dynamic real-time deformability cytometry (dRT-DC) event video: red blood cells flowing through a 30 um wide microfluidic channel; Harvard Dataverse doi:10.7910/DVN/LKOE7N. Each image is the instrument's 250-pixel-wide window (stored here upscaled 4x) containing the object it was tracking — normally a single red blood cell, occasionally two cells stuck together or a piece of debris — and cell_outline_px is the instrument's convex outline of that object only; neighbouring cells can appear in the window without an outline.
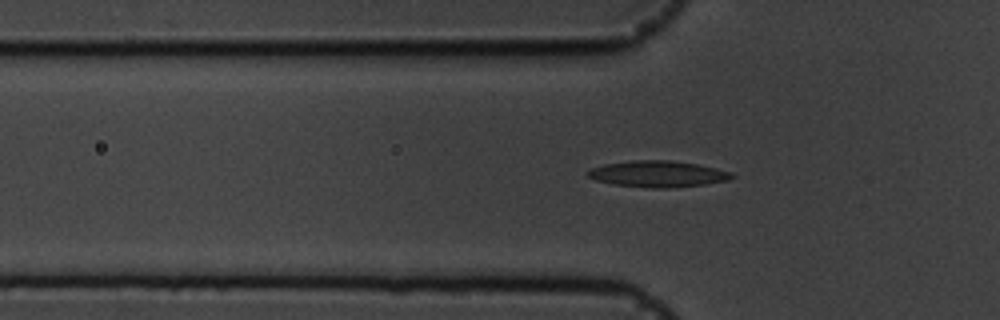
{"species": "common noctule bat (a hibernating species)", "species_latin": "Nyctalus noctula", "temperature_condition": "cold", "stored_images_in_passage": 52, "camera_frame_rate_fps": 3000, "um_per_image_px": 0.085, "animal": {"sex": "male", "body_mass_g": 19.5, "forearm_length_mm": 54.6}, "frame": {"image": 1, "passage_image": 19, "time_ms": 6.0, "image_size_px": [1000, 320], "cell_outline_px": [[736, 176], [728, 180], [704, 184], [668, 188], [648, 188], [616, 184], [596, 180], [588, 176], [584, 172], [592, 168], [604, 164], [632, 160], [668, 160], [696, 164], [716, 168], [728, 172]], "centroid_in_image_um": [55.88, 14.78], "position_along_channel_um": 69.9, "area_um2": 21.85}}
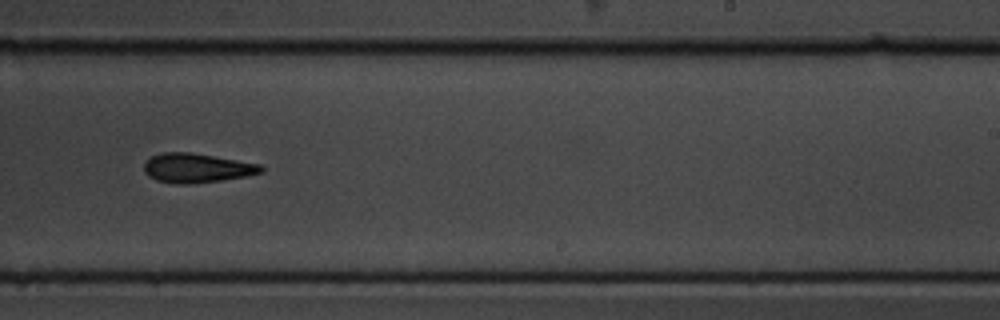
{"frame": {"image": 2, "passage_image": 36, "time_ms": 11.667, "image_size_px": [1000, 320], "cell_outline_px": [[264, 172], [248, 176], [192, 184], [176, 184], [156, 180], [148, 176], [144, 172], [144, 164], [152, 156], [164, 152], [188, 152], [260, 164], [264, 168]], "centroid_in_image_um": [16.73, 14.29], "position_along_channel_um": 272.3, "area_um2": 19.88}}
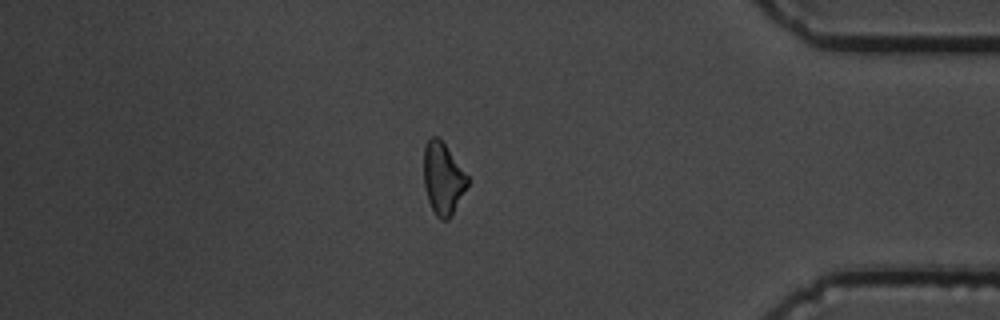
{"frame": {"image": 3, "passage_image": 49, "time_ms": 16.0, "image_size_px": [1000, 320], "cell_outline_px": [[468, 184], [448, 220], [440, 220], [436, 216], [428, 200], [424, 184], [424, 148], [428, 140], [432, 136], [436, 136], [444, 144], [468, 176]], "centroid_in_image_um": [37.63, 15.18], "position_along_channel_um": 397.6, "area_um2": 17.86}, "authors_computed_cell_mechanics": {"area_um2": 19.5942, "velocity_mm_per_s": 3.5711, "shape_relaxation_time_tau1_ms": 3.6824, "shape_relaxation_time_tau2_ms": 5.9359, "deformation_change_tau1": 0.1213, "deformation_change_tau2": 0.1635}}